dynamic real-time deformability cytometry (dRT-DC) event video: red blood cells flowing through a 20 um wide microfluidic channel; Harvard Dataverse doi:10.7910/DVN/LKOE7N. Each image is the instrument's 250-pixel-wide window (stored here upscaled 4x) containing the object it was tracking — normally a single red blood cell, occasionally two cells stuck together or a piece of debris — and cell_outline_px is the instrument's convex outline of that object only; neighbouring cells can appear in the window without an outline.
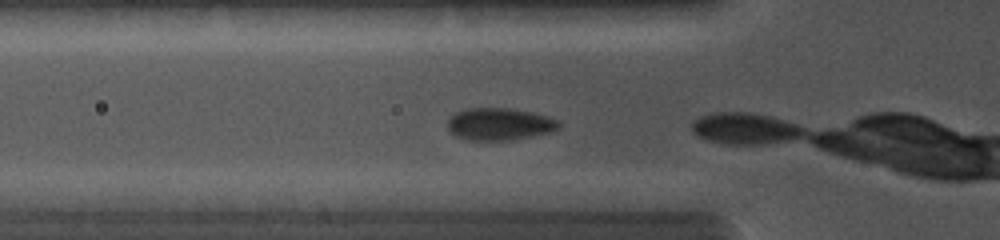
{"species": "common noctule bat (a hibernating species)", "species_latin": "Nyctalus noctula", "temperature_condition": "cold", "stored_images_in_passage": 3, "camera_frame_rate_fps": 5000, "um_per_image_px": 0.085, "animal": {"sex": "female", "body_mass_g": 19.0, "forearm_length_mm": 56.7}, "frame": {"image": 1, "passage_image": 2, "time_ms": 0.2, "image_size_px": [1000, 240], "cell_outline_px": [[560, 128], [552, 132], [508, 140], [468, 140], [456, 136], [448, 128], [448, 120], [456, 112], [464, 108], [508, 108], [532, 112], [548, 116], [560, 120]], "centroid_in_image_um": [42.49, 10.54], "position_along_channel_um": 83.3, "area_um2": 20.92}}